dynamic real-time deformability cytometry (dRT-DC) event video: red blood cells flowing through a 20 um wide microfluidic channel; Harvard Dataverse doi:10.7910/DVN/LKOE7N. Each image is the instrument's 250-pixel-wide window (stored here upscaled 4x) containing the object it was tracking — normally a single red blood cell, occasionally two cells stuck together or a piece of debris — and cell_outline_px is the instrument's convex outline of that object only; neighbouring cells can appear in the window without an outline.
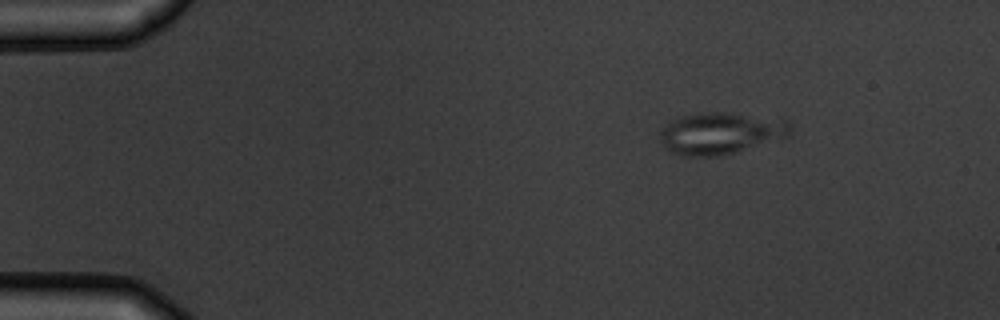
{"species": "common noctule bat (a hibernating species)", "species_latin": "Nyctalus noctula", "temperature_condition": "warm", "stored_images_in_passage": 4, "camera_frame_rate_fps": 3000, "um_per_image_px": 0.085, "animal": {"sex": "male", "body_mass_g": 19.5, "forearm_length_mm": 54.6}, "frame": {"image": 1, "passage_image": 4, "time_ms": 3.667, "image_size_px": [1000, 320], "cell_outline_px": [[792, 128], [784, 136], [736, 152], [716, 156], [688, 156], [672, 152], [660, 140], [660, 132], [672, 120], [684, 116], [712, 112], [720, 112], [784, 116], [788, 120]], "centroid_in_image_um": [61.33, 11.29], "position_along_channel_um": 23.7, "area_um2": 31.44}}